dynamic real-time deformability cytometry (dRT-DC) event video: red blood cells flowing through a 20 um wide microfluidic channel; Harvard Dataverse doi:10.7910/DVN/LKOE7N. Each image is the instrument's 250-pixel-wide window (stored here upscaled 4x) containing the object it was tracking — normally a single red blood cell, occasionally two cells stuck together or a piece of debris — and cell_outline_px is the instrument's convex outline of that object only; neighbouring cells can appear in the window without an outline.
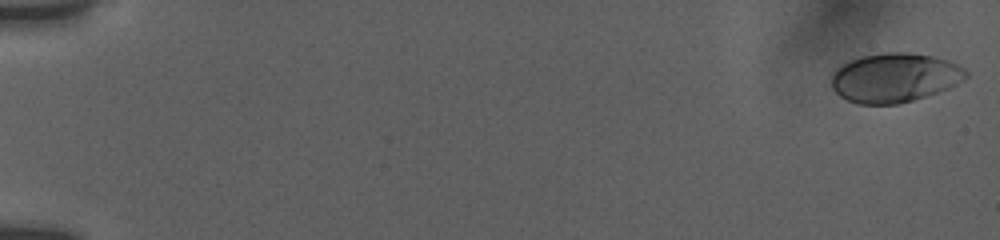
{"species": "human", "species_latin": "Homo sapiens", "temperature_condition": "room temperature", "stored_images_in_passage": 2, "camera_frame_rate_fps": 3000, "um_per_image_px": 0.085, "donor": {"sex": "female"}, "frame": {"image": 1, "passage_image": 1, "time_ms": 0.0, "image_size_px": [1000, 240], "cell_outline_px": [[968, 76], [964, 80], [948, 88], [900, 104], [860, 104], [848, 100], [840, 96], [832, 88], [832, 72], [840, 64], [860, 56], [884, 52], [908, 52], [932, 56], [948, 60], [964, 68], [968, 72]], "centroid_in_image_um": [76.02, 6.59], "position_along_channel_um": 9.0, "area_um2": 38.67}}